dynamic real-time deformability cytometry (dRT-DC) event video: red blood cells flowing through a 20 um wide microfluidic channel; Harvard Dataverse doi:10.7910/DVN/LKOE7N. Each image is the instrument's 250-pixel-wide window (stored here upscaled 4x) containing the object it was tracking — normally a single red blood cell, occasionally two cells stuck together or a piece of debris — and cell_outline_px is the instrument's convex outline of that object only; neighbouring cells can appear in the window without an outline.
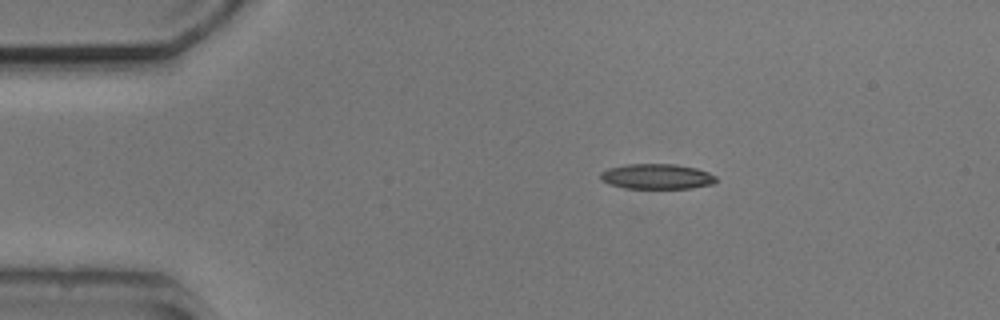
{"species": "common noctule bat (a hibernating species)", "species_latin": "Nyctalus noctula", "temperature_condition": "cold", "stored_images_in_passage": 6, "camera_frame_rate_fps": 3000, "um_per_image_px": 0.085, "animal": {"sex": "male", "body_mass_g": 20.5, "forearm_length_mm": 52.5}, "frame": {"image": 1, "passage_image": 2, "time_ms": 1.0, "image_size_px": [1000, 320], "cell_outline_px": [[716, 180], [712, 184], [692, 188], [624, 188], [608, 184], [600, 180], [600, 172], [608, 168], [624, 164], [676, 164], [696, 168], [708, 172], [716, 176]], "centroid_in_image_um": [55.79, 15.0], "position_along_channel_um": 29.2, "area_um2": 17.11}}
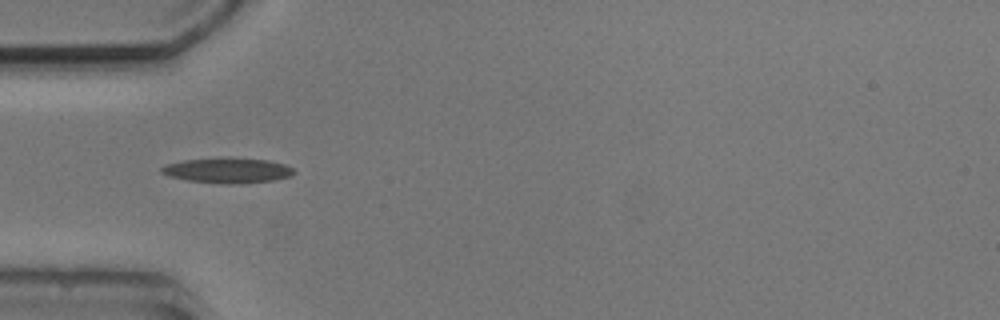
{"frame": {"image": 2, "passage_image": 4, "time_ms": 3.333, "image_size_px": [1000, 320], "cell_outline_px": [[296, 172], [292, 176], [272, 180], [244, 184], [228, 184], [188, 180], [168, 176], [160, 172], [160, 168], [164, 164], [184, 160], [268, 160], [284, 164], [292, 168]], "centroid_in_image_um": [19.34, 14.53], "position_along_channel_um": 65.7, "area_um2": 18.67}}